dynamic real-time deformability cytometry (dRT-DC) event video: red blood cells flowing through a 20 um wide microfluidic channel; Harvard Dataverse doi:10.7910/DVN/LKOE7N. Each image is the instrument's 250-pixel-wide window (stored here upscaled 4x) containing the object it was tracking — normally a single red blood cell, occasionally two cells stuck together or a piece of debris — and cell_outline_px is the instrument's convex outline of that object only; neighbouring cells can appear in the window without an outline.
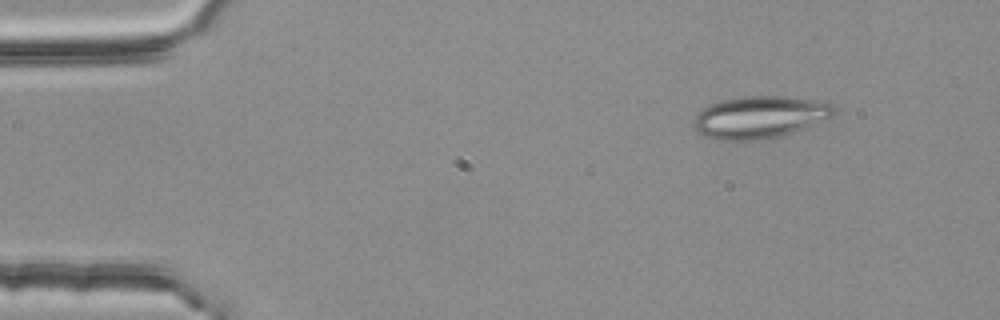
{"species": "common noctule bat (a hibernating species)", "species_latin": "Nyctalus noctula", "temperature_condition": "room temperature", "stored_images_in_passage": 3, "camera_frame_rate_fps": 3000, "um_per_image_px": 0.085, "animal": {"sex": "female", "body_mass_g": 25.1}, "frame": {"image": 1, "passage_image": 1, "time_ms": 0.0, "image_size_px": [1000, 320], "cell_outline_px": [[836, 112], [832, 116], [804, 128], [780, 136], [760, 140], [712, 140], [704, 136], [692, 124], [692, 120], [704, 108], [712, 104], [724, 100], [744, 96], [784, 96], [812, 100], [832, 104], [836, 108]], "centroid_in_image_um": [64.56, 9.97], "position_along_channel_um": 20.4, "area_um2": 34.22}}